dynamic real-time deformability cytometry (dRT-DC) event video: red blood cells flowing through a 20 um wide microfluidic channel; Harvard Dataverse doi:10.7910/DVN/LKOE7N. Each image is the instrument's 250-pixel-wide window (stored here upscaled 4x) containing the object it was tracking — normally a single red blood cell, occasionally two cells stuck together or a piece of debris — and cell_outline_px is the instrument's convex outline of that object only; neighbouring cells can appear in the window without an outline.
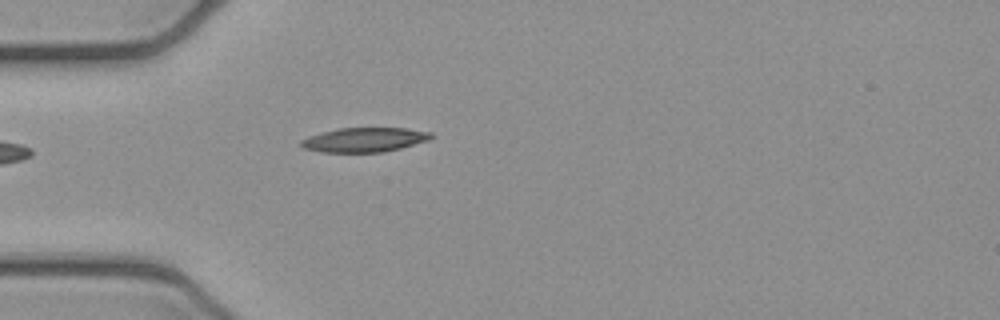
{"species": "common noctule bat (a hibernating species)", "species_latin": "Nyctalus noctula", "temperature_condition": "cold", "stored_images_in_passage": 3, "camera_frame_rate_fps": 3000, "um_per_image_px": 0.085, "animal": {"sex": "female", "body_mass_g": 21.9}, "frame": {"image": 1, "passage_image": 3, "time_ms": 0.667, "image_size_px": [1000, 320], "cell_outline_px": [[436, 136], [428, 140], [400, 148], [384, 152], [320, 152], [304, 148], [300, 144], [300, 140], [308, 136], [340, 128], [408, 128], [432, 132]], "centroid_in_image_um": [31.01, 11.88], "position_along_channel_um": 54.0, "area_um2": 18.5}}